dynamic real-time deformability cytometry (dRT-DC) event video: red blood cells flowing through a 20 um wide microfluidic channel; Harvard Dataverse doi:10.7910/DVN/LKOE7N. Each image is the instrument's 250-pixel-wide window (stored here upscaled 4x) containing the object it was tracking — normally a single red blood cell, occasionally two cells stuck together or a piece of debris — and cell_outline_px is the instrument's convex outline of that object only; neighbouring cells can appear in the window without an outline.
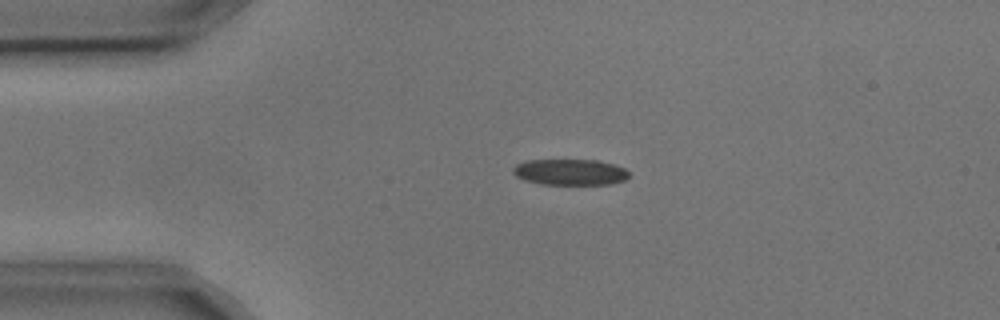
{"species": "common noctule bat (a hibernating species)", "species_latin": "Nyctalus noctula", "temperature_condition": "cold", "stored_images_in_passage": 5, "camera_frame_rate_fps": 3000, "um_per_image_px": 0.085, "animal": {"sex": "male", "body_mass_g": 17.9, "forearm_length_mm": 54.2}, "frame": {"image": 1, "passage_image": 4, "time_ms": 1.0, "image_size_px": [1000, 320], "cell_outline_px": [[628, 176], [624, 180], [612, 184], [540, 184], [524, 180], [516, 176], [512, 172], [512, 168], [516, 164], [524, 160], [596, 160], [612, 164], [624, 168], [628, 172]], "centroid_in_image_um": [48.4, 14.62], "position_along_channel_um": 36.6, "area_um2": 17.57}}